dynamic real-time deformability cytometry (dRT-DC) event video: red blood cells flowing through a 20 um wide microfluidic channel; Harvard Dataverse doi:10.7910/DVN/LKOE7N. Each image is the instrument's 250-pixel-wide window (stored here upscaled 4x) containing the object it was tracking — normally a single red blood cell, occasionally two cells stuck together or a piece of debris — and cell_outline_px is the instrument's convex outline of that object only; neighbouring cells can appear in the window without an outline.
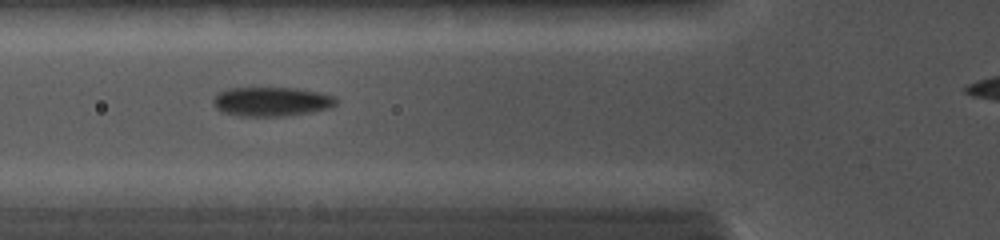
{"species": "common noctule bat (a hibernating species)", "species_latin": "Nyctalus noctula", "temperature_condition": "cold", "stored_images_in_passage": 8, "camera_frame_rate_fps": 5000, "um_per_image_px": 0.085, "animal": {"sex": "female", "body_mass_g": 19.0, "forearm_length_mm": 56.7}, "frame": {"image": 1, "passage_image": 6, "time_ms": 4.6, "image_size_px": [1000, 240], "cell_outline_px": [[340, 100], [336, 104], [328, 108], [312, 112], [284, 116], [240, 116], [224, 112], [216, 108], [212, 100], [220, 92], [228, 88], [296, 88], [320, 92], [336, 96]], "centroid_in_image_um": [23.13, 8.63], "position_along_channel_um": 102.7, "area_um2": 20.98}}
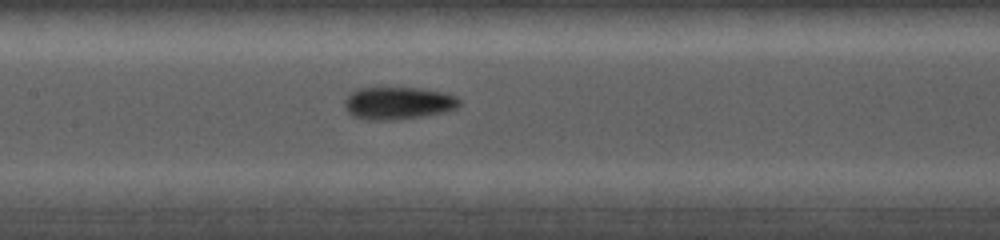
{"frame": {"image": 2, "passage_image": 8, "time_ms": 6.2, "image_size_px": [1000, 240], "cell_outline_px": [[460, 104], [456, 108], [444, 112], [396, 120], [364, 120], [352, 116], [344, 108], [344, 100], [356, 88], [420, 88], [444, 92], [456, 96], [460, 100]], "centroid_in_image_um": [33.81, 8.77], "position_along_channel_um": 173.6, "area_um2": 21.85}}